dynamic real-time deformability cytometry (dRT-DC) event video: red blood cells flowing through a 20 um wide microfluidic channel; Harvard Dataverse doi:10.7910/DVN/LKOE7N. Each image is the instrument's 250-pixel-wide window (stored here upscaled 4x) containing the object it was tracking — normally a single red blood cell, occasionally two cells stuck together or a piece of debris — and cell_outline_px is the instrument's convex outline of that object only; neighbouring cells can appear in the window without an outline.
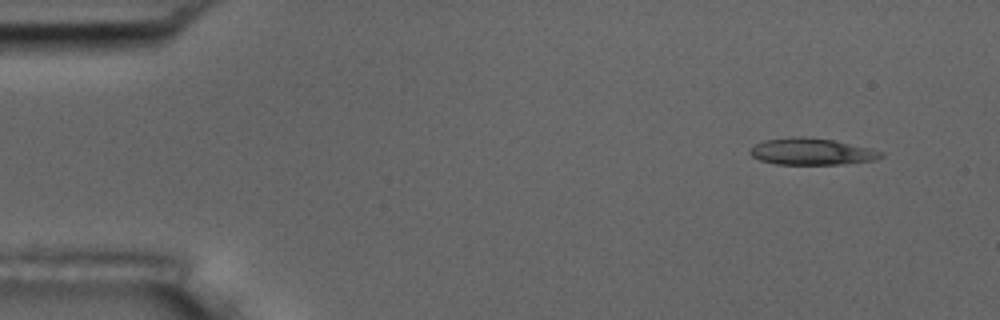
{"species": "common noctule bat (a hibernating species)", "species_latin": "Nyctalus noctula", "temperature_condition": "room temperature", "stored_images_in_passage": 3, "camera_frame_rate_fps": 3000, "um_per_image_px": 0.085, "animal": {"sex": "male", "body_mass_g": 17.5, "forearm_length_mm": 52.3}, "frame": {"image": 1, "passage_image": 1, "time_ms": 0.0, "image_size_px": [1000, 320], "cell_outline_px": [[884, 156], [872, 160], [840, 164], [776, 164], [760, 160], [752, 156], [748, 152], [748, 148], [764, 140], [796, 136], [804, 136], [836, 140], [884, 152]], "centroid_in_image_um": [68.94, 12.87], "position_along_channel_um": 16.1, "area_um2": 20.35}}